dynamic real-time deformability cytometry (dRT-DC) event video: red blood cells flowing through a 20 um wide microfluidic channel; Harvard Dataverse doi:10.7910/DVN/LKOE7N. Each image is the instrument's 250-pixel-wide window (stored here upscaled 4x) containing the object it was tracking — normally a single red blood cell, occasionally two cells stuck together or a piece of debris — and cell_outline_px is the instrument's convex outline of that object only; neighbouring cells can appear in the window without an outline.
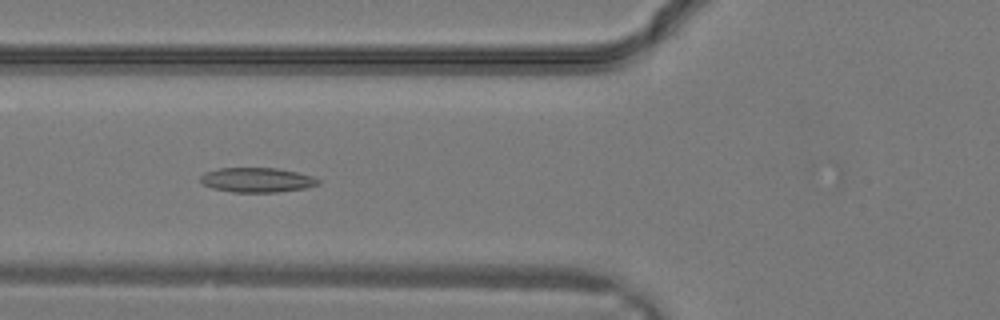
{"species": "common noctule bat (a hibernating species)", "species_latin": "Nyctalus noctula", "temperature_condition": "warm", "stored_images_in_passage": 21, "camera_frame_rate_fps": 3000, "um_per_image_px": 0.085, "animal": {"sex": "male", "body_mass_g": 19.2, "forearm_length_mm": 51.8}, "frame": {"image": 1, "passage_image": 10, "time_ms": 3.0, "image_size_px": [1000, 320], "cell_outline_px": [[320, 184], [304, 188], [276, 192], [232, 192], [212, 188], [204, 184], [200, 180], [200, 176], [204, 172], [220, 168], [276, 168], [296, 172], [312, 176], [320, 180]], "centroid_in_image_um": [21.83, 15.29], "position_along_channel_um": 104.0, "area_um2": 16.82}}
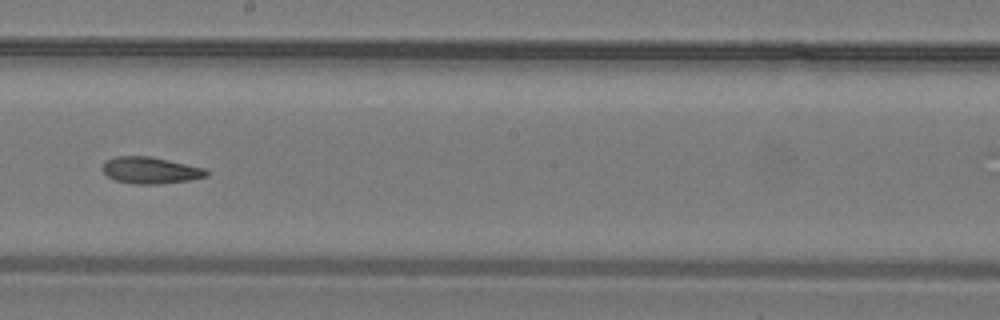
{"frame": {"image": 2, "passage_image": 16, "time_ms": 5.0, "image_size_px": [1000, 320], "cell_outline_px": [[208, 176], [188, 180], [160, 184], [136, 184], [116, 180], [108, 176], [100, 168], [108, 160], [116, 156], [148, 156], [208, 168]], "centroid_in_image_um": [12.82, 14.47], "position_along_channel_um": 235.4, "area_um2": 16.07}}
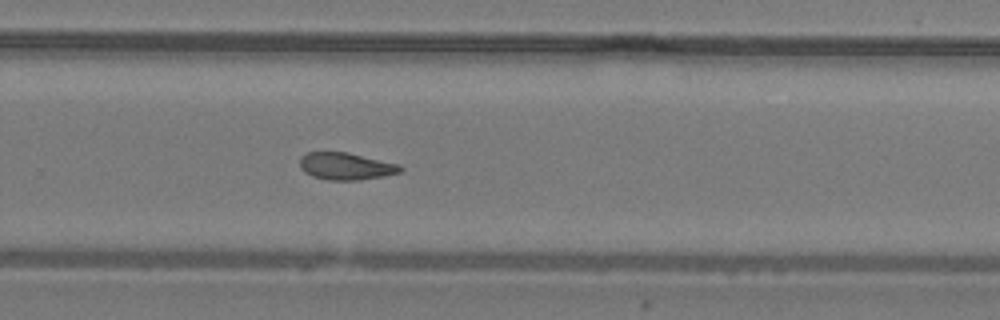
{"frame": {"image": 3, "passage_image": 19, "time_ms": 6.0, "image_size_px": [1000, 320], "cell_outline_px": [[404, 168], [400, 172], [384, 176], [360, 180], [328, 180], [312, 176], [304, 172], [300, 168], [300, 156], [308, 152], [348, 152], [400, 164]], "centroid_in_image_um": [29.41, 14.13], "position_along_channel_um": 300.4, "area_um2": 16.07}}